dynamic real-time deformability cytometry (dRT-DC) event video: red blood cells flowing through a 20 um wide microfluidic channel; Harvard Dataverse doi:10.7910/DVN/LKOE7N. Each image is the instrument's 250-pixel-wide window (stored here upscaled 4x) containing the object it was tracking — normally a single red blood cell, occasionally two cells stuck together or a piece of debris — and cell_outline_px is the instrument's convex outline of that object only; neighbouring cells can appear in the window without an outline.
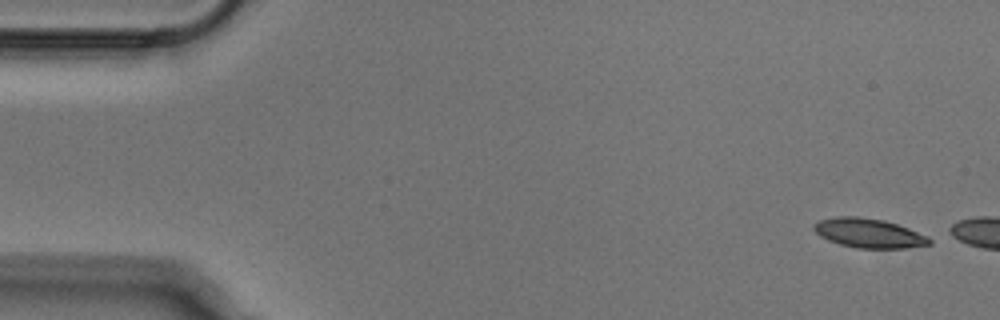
{"species": "Egyptian fruit bat (a non-hibernating species)", "species_latin": "Rousettus aegyptiacus", "temperature_condition": "cold", "stored_images_in_passage": 5, "camera_frame_rate_fps": 3000, "um_per_image_px": 0.085, "animal": {"sex": "male"}, "frame": {"image": 1, "passage_image": 1, "time_ms": 0.0, "image_size_px": [1000, 320], "cell_outline_px": [[932, 244], [904, 248], [856, 248], [840, 244], [828, 240], [820, 236], [812, 228], [812, 224], [820, 220], [836, 216], [856, 216], [884, 220], [908, 228], [928, 236], [932, 240]], "centroid_in_image_um": [73.84, 19.81], "position_along_channel_um": 11.2, "area_um2": 19.77}}